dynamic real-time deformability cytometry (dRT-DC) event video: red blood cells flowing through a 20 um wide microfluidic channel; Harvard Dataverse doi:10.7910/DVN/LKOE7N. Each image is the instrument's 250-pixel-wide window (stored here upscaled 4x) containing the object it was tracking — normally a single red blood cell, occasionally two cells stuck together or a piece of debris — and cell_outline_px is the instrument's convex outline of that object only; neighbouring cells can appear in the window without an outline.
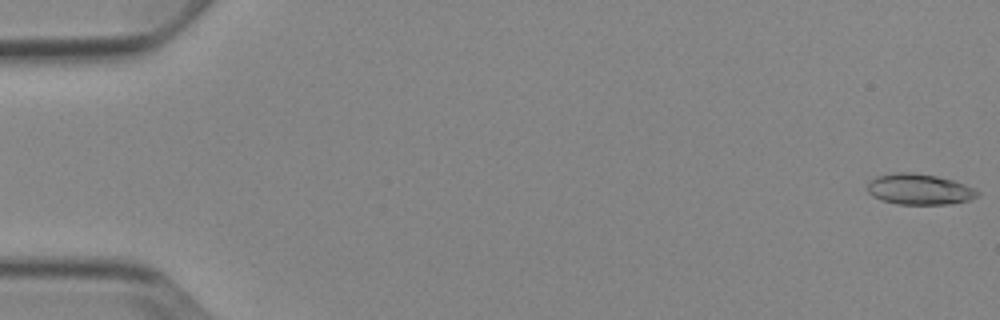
{"species": "Egyptian fruit bat (a non-hibernating species)", "species_latin": "Rousettus aegyptiacus", "temperature_condition": "cold", "stored_images_in_passage": 53, "camera_frame_rate_fps": 3000, "um_per_image_px": 0.085, "animal": {"sex": "female"}, "frame": {"image": 1, "passage_image": 1, "time_ms": 0.0, "image_size_px": [1000, 320], "cell_outline_px": [[980, 192], [976, 196], [968, 200], [948, 204], [896, 204], [872, 196], [868, 192], [868, 180], [876, 176], [892, 172], [912, 172], [936, 176], [952, 180], [964, 184]], "centroid_in_image_um": [78.09, 16.07], "position_along_channel_um": 6.9, "area_um2": 19.65}}
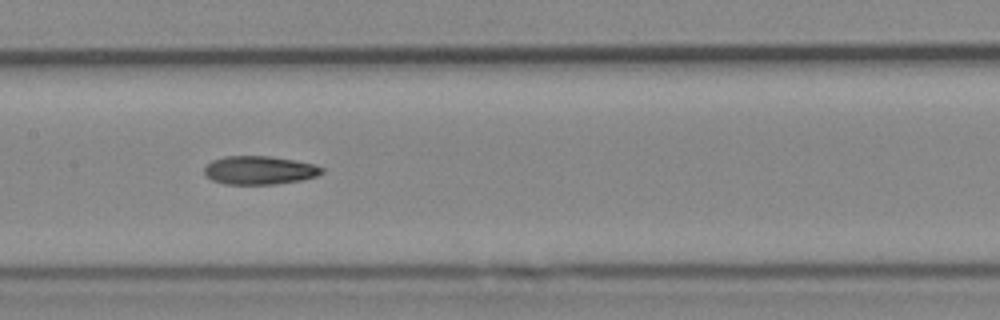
{"frame": {"image": 2, "passage_image": 27, "time_ms": 8.667, "image_size_px": [1000, 320], "cell_outline_px": [[324, 172], [316, 176], [300, 180], [276, 184], [224, 184], [212, 180], [204, 172], [204, 168], [212, 160], [224, 156], [268, 156], [292, 160], [312, 164], [324, 168]], "centroid_in_image_um": [22.03, 14.47], "position_along_channel_um": 185.4, "area_um2": 19.31}}
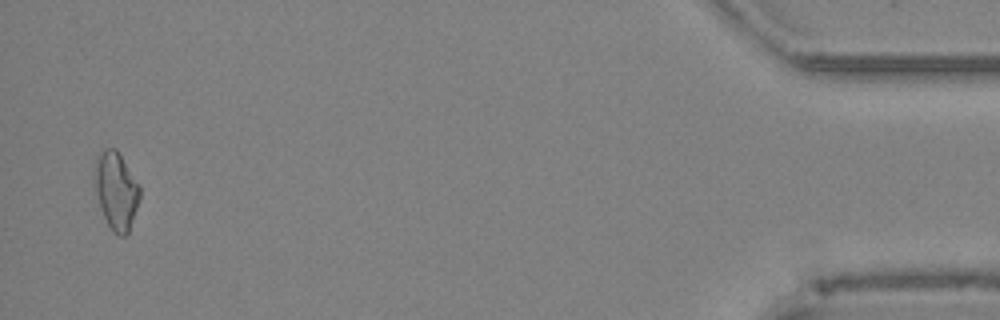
{"frame": {"image": 3, "passage_image": 52, "time_ms": 17.0, "image_size_px": [1000, 320], "cell_outline_px": [[140, 200], [128, 232], [124, 236], [120, 236], [112, 232], [100, 208], [92, 176], [92, 172], [96, 156], [104, 148], [116, 148], [140, 184]], "centroid_in_image_um": [9.85, 16.16], "position_along_channel_um": 425.3, "area_um2": 20.87}, "authors_computed_cell_mechanics": {"area_um2": 19.4786, "velocity_mm_per_s": 3.864, "shape_relaxation_time_tau1_ms": 10.4299, "shape_relaxation_time_tau2_ms": 9.4223, "deformation_change_tau1": 0.2284, "deformation_change_tau2": 0.1929}}